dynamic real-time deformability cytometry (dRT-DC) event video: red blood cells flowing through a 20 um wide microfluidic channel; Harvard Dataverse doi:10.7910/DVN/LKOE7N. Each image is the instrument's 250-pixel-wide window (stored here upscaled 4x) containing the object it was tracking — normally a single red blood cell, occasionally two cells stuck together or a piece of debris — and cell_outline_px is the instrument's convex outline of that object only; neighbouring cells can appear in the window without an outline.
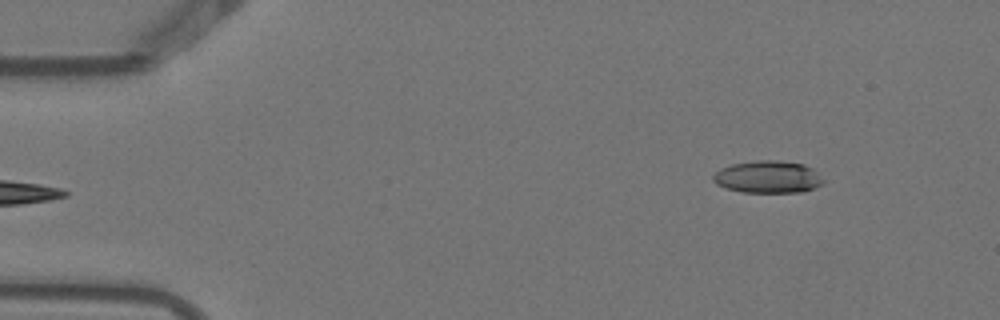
{"species": "Egyptian fruit bat (a non-hibernating species)", "species_latin": "Rousettus aegyptiacus", "temperature_condition": "warm", "stored_images_in_passage": 3, "camera_frame_rate_fps": 3000, "um_per_image_px": 0.085, "animal": {"sex": "female"}, "frame": {"image": 1, "passage_image": 3, "time_ms": 0.667, "image_size_px": [1000, 320], "cell_outline_px": [[824, 184], [804, 192], [744, 192], [728, 188], [716, 184], [712, 180], [712, 176], [720, 168], [732, 164], [756, 160], [776, 160], [804, 164], [812, 168], [824, 180]], "centroid_in_image_um": [65.28, 15.04], "position_along_channel_um": 19.7, "area_um2": 20.75}}